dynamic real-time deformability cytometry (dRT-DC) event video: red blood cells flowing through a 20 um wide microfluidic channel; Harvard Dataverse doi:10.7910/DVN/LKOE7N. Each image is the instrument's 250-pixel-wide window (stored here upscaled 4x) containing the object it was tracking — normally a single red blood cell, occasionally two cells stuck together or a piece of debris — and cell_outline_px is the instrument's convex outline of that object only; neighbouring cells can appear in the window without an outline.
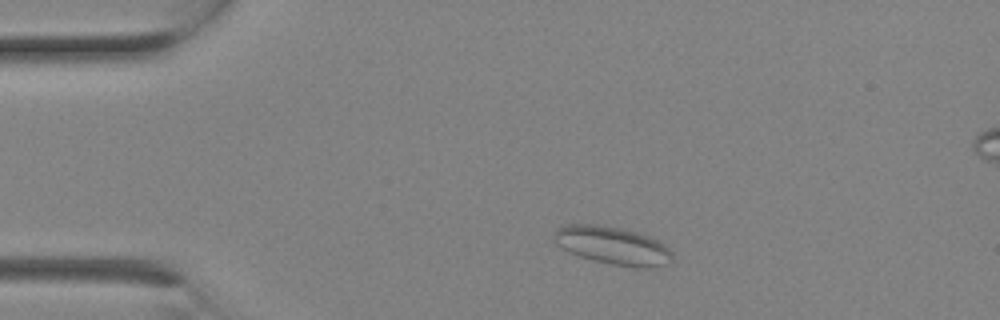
{"species": "Egyptian fruit bat (a non-hibernating species)", "species_latin": "Rousettus aegyptiacus", "temperature_condition": "room temperature", "stored_images_in_passage": 2, "camera_frame_rate_fps": 3000, "um_per_image_px": 0.085, "animal": {"sex": "female"}, "frame": {"image": 1, "passage_image": 1, "time_ms": 0.0, "image_size_px": [1000, 320], "cell_outline_px": [[672, 260], [668, 264], [648, 268], [640, 268], [612, 264], [592, 260], [568, 252], [556, 244], [552, 240], [552, 236], [556, 228], [568, 224], [596, 224], [620, 228], [636, 232], [648, 236], [664, 244], [672, 252]], "centroid_in_image_um": [52.04, 20.87], "position_along_channel_um": 33.0, "area_um2": 26.3}}